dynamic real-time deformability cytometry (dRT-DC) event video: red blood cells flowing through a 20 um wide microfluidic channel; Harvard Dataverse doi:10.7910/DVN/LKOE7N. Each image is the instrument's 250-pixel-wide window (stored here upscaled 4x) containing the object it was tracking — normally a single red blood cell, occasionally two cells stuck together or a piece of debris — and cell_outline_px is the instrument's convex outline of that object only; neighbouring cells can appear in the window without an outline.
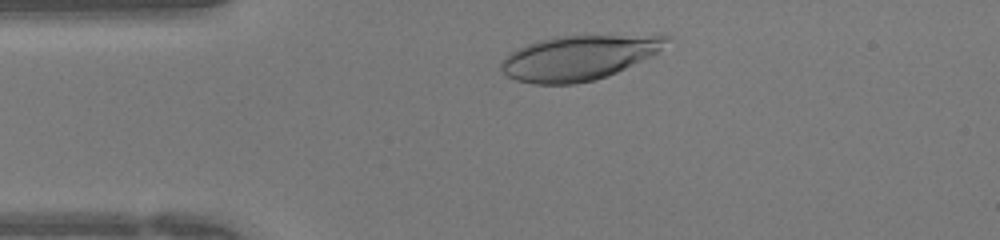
{"species": "human", "species_latin": "Homo sapiens", "temperature_condition": "warm", "stored_images_in_passage": 31, "camera_frame_rate_fps": 3000, "um_per_image_px": 0.085, "donor": {"sex": "female"}, "frame": {"image": 1, "passage_image": 4, "time_ms": 1.0, "image_size_px": [1000, 240], "cell_outline_px": [[672, 36], [652, 56], [608, 76], [596, 80], [576, 84], [532, 84], [516, 80], [508, 76], [500, 68], [500, 64], [512, 52], [528, 44], [540, 40], [556, 36]], "centroid_in_image_um": [49.16, 4.93], "position_along_channel_um": 35.8, "area_um2": 42.31}}
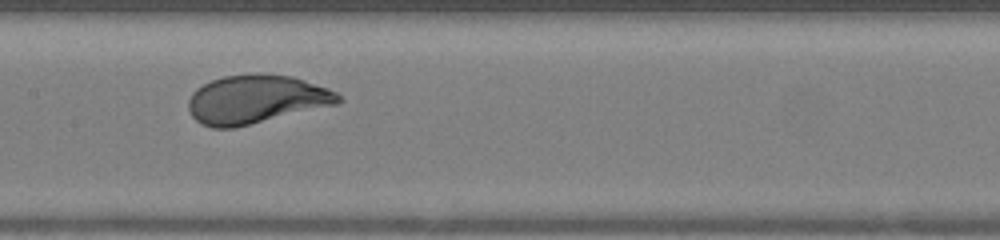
{"frame": {"image": 2, "passage_image": 16, "time_ms": 5.0, "image_size_px": [1000, 240], "cell_outline_px": [[344, 100], [340, 104], [236, 128], [212, 128], [200, 124], [192, 116], [188, 108], [188, 100], [192, 92], [196, 88], [212, 80], [224, 76], [292, 76], [328, 88], [336, 92]], "centroid_in_image_um": [21.78, 8.5], "position_along_channel_um": 185.6, "area_um2": 42.14}}
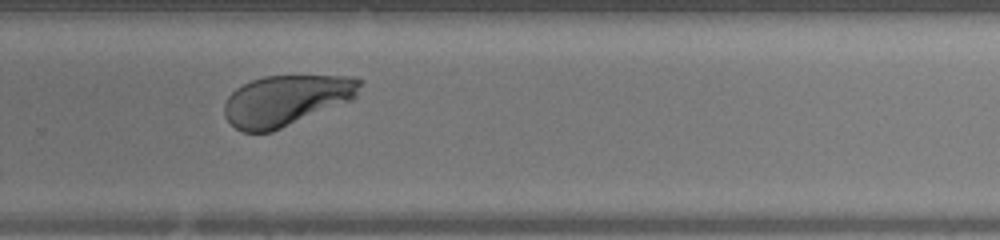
{"frame": {"image": 3, "passage_image": 24, "time_ms": 7.667, "image_size_px": [1000, 240], "cell_outline_px": [[364, 80], [356, 96], [352, 100], [272, 132], [244, 132], [236, 128], [224, 116], [224, 104], [228, 96], [236, 88], [252, 80], [264, 76], [352, 76]], "centroid_in_image_um": [24.34, 8.53], "position_along_channel_um": 305.5, "area_um2": 40.0}}